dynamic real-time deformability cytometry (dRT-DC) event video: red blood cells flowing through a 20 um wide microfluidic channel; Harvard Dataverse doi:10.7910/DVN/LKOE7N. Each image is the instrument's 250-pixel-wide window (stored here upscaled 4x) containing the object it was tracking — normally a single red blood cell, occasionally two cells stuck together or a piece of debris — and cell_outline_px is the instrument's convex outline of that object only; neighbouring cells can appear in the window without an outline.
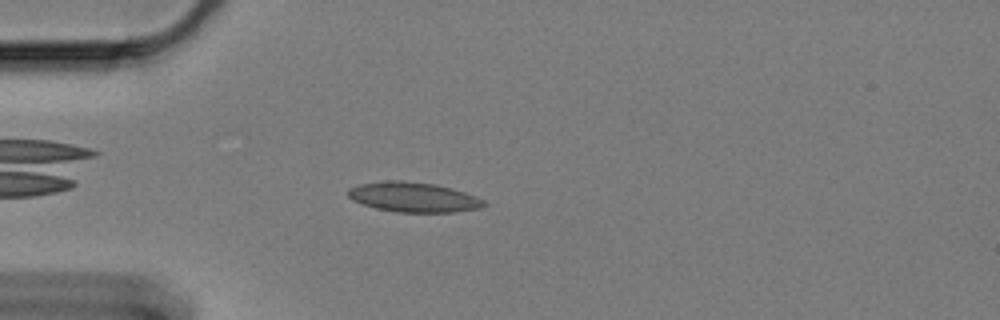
{"species": "Egyptian fruit bat (a non-hibernating species)", "species_latin": "Rousettus aegyptiacus", "temperature_condition": "cold", "stored_images_in_passage": 51, "camera_frame_rate_fps": 3000, "um_per_image_px": 0.085, "animal": {"sex": "female"}, "frame": {"image": 1, "passage_image": 7, "time_ms": 2.0, "image_size_px": [1000, 320], "cell_outline_px": [[488, 204], [480, 208], [452, 212], [396, 212], [376, 208], [352, 200], [348, 196], [348, 188], [360, 184], [388, 180], [404, 180], [436, 184], [464, 192], [484, 200]], "centroid_in_image_um": [35.14, 16.75], "position_along_channel_um": 49.9, "area_um2": 23.58}}
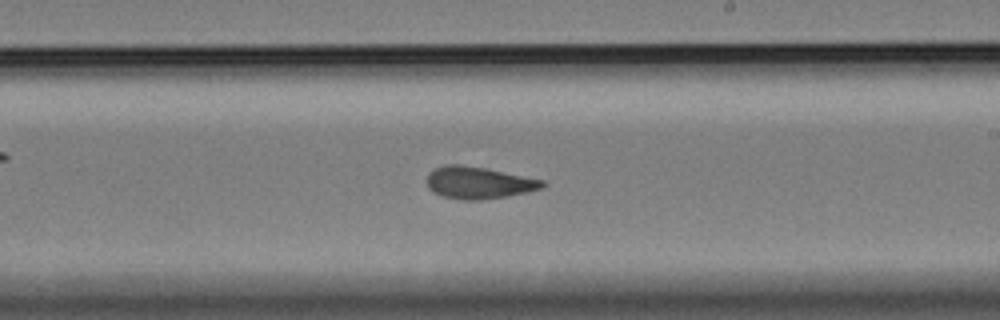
{"frame": {"image": 2, "passage_image": 26, "time_ms": 8.333, "image_size_px": [1000, 320], "cell_outline_px": [[548, 184], [540, 188], [508, 196], [480, 200], [464, 200], [444, 196], [432, 192], [428, 188], [428, 172], [436, 168], [448, 164], [460, 164], [484, 168], [544, 180]], "centroid_in_image_um": [40.67, 15.53], "position_along_channel_um": 248.3, "area_um2": 21.33}}
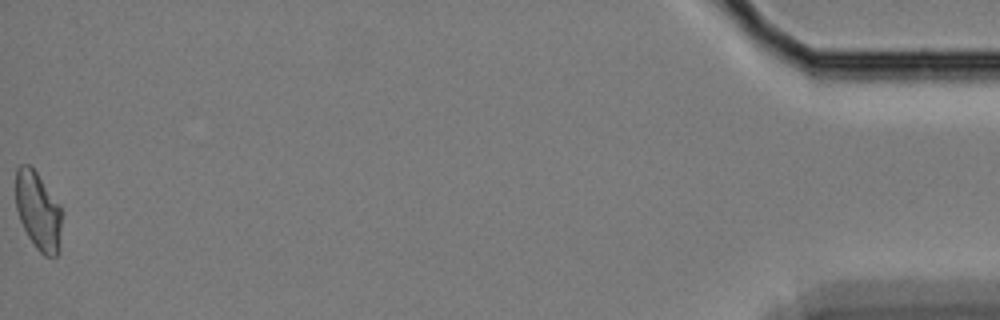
{"frame": {"image": 3, "passage_image": 51, "time_ms": 16.667, "image_size_px": [1000, 320], "cell_outline_px": [[60, 248], [56, 256], [44, 256], [36, 248], [28, 236], [20, 220], [16, 208], [16, 168], [20, 164], [28, 164], [36, 172], [60, 204]], "centroid_in_image_um": [3.23, 17.93], "position_along_channel_um": 432.0, "area_um2": 20.81}, "authors_computed_cell_mechanics": {"area_um2": 21.386, "velocity_mm_per_s": 3.3273, "shape_relaxation_time_tau1_ms": null, "shape_relaxation_time_tau2_ms": 2.6473, "deformation_change_tau1": null, "deformation_change_tau2": 0.083}}